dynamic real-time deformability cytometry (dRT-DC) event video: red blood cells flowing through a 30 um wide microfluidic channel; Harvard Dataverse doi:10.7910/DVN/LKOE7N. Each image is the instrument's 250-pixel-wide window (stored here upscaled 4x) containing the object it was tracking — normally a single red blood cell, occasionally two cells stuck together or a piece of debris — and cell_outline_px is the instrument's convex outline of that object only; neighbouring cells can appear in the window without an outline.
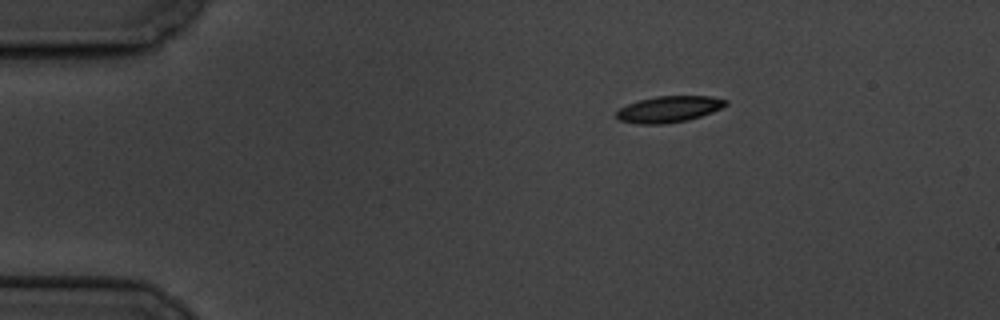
{"species": "common noctule bat (a hibernating species)", "species_latin": "Nyctalus noctula", "temperature_condition": "cold", "stored_images_in_passage": 4, "camera_frame_rate_fps": 3000, "um_per_image_px": 0.085, "animal": {"sex": "male", "body_mass_g": 19.5, "forearm_length_mm": 54.6}, "frame": {"image": 1, "passage_image": 1, "time_ms": 0.0, "image_size_px": [1000, 320], "cell_outline_px": [[728, 104], [712, 112], [688, 120], [664, 124], [640, 124], [620, 120], [616, 116], [616, 112], [620, 108], [628, 104], [640, 100], [656, 96], [708, 96], [728, 100]], "centroid_in_image_um": [56.86, 9.28], "position_along_channel_um": 28.1, "area_um2": 16.59}}
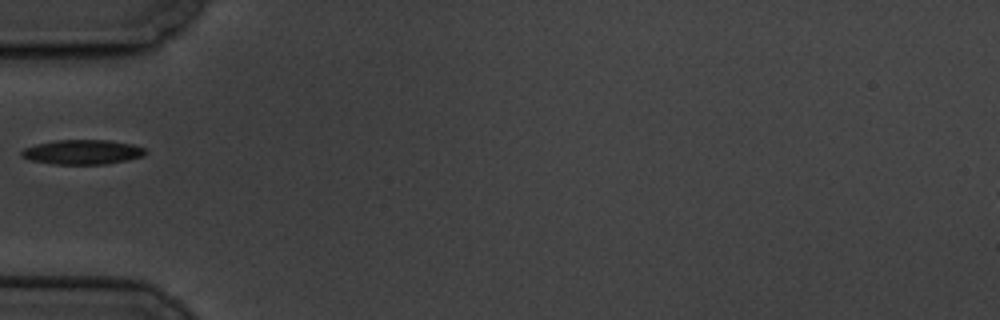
{"frame": {"image": 2, "passage_image": 4, "time_ms": 3.333, "image_size_px": [1000, 320], "cell_outline_px": [[148, 152], [144, 156], [128, 160], [104, 164], [52, 164], [32, 160], [20, 156], [20, 152], [24, 148], [36, 144], [56, 140], [108, 140], [132, 144], [144, 148]], "centroid_in_image_um": [7.02, 12.92], "position_along_channel_um": 78.0, "area_um2": 17.8}}